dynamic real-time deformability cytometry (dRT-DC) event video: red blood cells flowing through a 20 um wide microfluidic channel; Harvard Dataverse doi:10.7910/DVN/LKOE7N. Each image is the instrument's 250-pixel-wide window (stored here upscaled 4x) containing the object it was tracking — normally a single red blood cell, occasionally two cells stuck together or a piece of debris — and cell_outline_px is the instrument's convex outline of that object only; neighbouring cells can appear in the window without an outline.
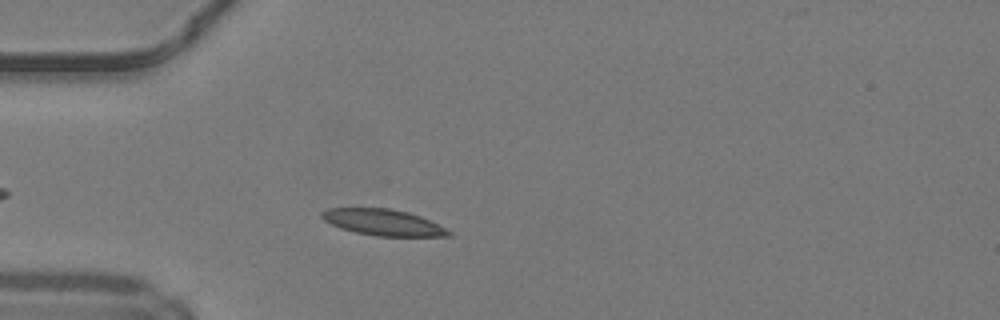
{"species": "common noctule bat (a hibernating species)", "species_latin": "Nyctalus noctula", "temperature_condition": "warm", "stored_images_in_passage": 34, "camera_frame_rate_fps": 3000, "um_per_image_px": 0.085, "animal": {"sex": "male", "body_mass_g": 19.2, "forearm_length_mm": 51.8}, "frame": {"image": 1, "passage_image": 2, "time_ms": 0.333, "image_size_px": [1000, 320], "cell_outline_px": [[452, 236], [376, 236], [356, 232], [340, 228], [324, 220], [320, 216], [320, 212], [328, 208], [388, 208], [408, 212], [420, 216], [452, 232]], "centroid_in_image_um": [32.53, 18.9], "position_along_channel_um": 52.5, "area_um2": 19.19}}
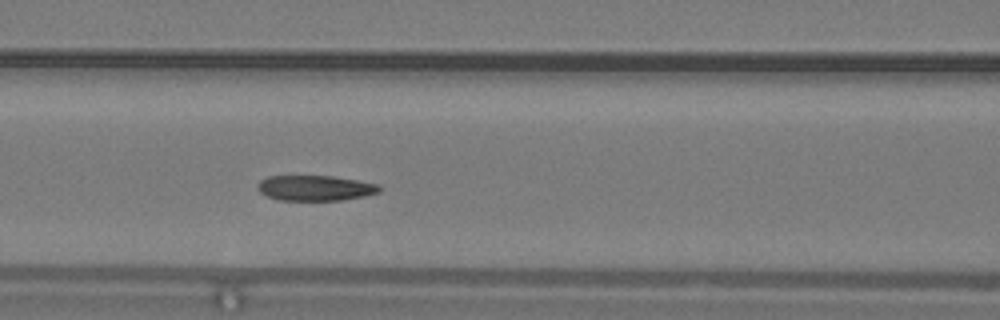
{"frame": {"image": 2, "passage_image": 9, "time_ms": 2.667, "image_size_px": [1000, 320], "cell_outline_px": [[380, 192], [364, 196], [344, 200], [280, 200], [268, 196], [260, 192], [256, 188], [256, 184], [260, 180], [268, 176], [332, 176], [380, 184]], "centroid_in_image_um": [26.78, 15.98], "position_along_channel_um": 139.8, "area_um2": 18.03}}
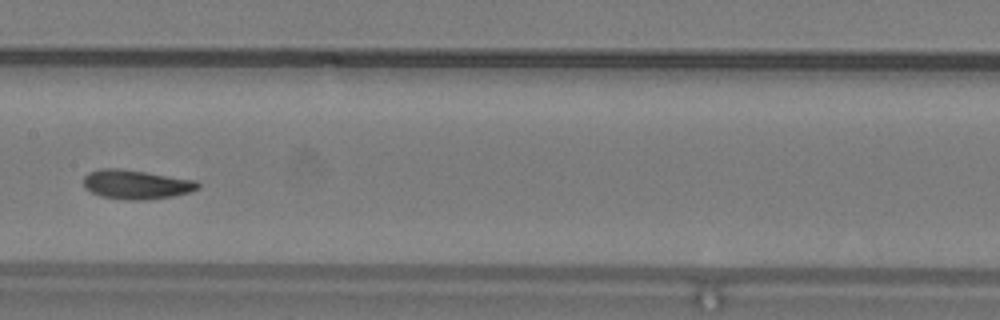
{"frame": {"image": 3, "passage_image": 13, "time_ms": 4.0, "image_size_px": [1000, 320], "cell_outline_px": [[200, 188], [188, 192], [172, 196], [144, 200], [128, 200], [100, 196], [92, 192], [84, 184], [84, 176], [88, 172], [100, 168], [116, 168], [144, 172], [196, 180], [200, 184]], "centroid_in_image_um": [11.57, 15.67], "position_along_channel_um": 195.8, "area_um2": 19.25}, "authors_computed_cell_mechanics": {"area_um2": 18.6116, "velocity_mm_per_s": 4.209, "shape_relaxation_time_tau1_ms": 3.6501, "shape_relaxation_time_tau2_ms": 1.4848, "deformation_change_tau1": 0.1293, "deformation_change_tau2": 0.0774}}